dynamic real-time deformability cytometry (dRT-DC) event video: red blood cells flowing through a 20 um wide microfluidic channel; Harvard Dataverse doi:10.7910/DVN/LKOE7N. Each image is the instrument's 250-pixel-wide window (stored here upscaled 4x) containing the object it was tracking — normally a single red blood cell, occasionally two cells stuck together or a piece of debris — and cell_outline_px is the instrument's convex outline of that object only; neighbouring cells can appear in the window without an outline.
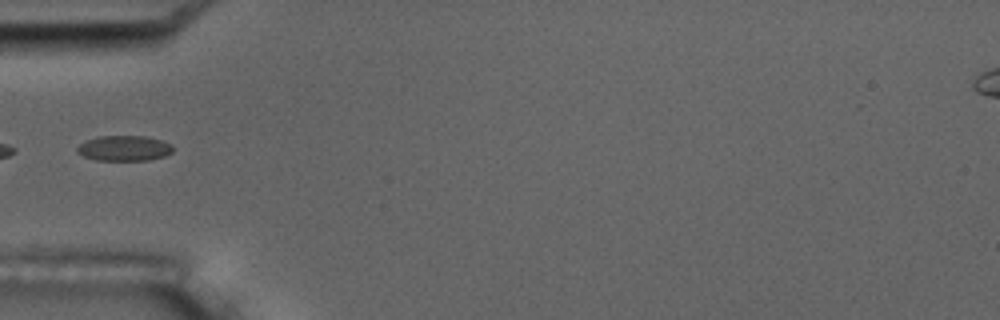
{"species": "common noctule bat (a hibernating species)", "species_latin": "Nyctalus noctula", "temperature_condition": "room temperature", "stored_images_in_passage": 5, "segment_of_instrument_passage": [2, 2], "camera_frame_rate_fps": 3000, "um_per_image_px": 0.085, "animal": {"sex": "male", "body_mass_g": 17.5, "forearm_length_mm": 52.3}, "frame": {"image": 1, "passage_image": 5, "time_ms": 5.667, "image_size_px": [1000, 320], "cell_outline_px": [[172, 152], [164, 156], [148, 160], [96, 160], [84, 156], [76, 152], [76, 148], [84, 140], [96, 136], [144, 136], [160, 140], [168, 144], [172, 148]], "centroid_in_image_um": [10.48, 12.59], "position_along_channel_um": 74.5, "area_um2": 14.05}}